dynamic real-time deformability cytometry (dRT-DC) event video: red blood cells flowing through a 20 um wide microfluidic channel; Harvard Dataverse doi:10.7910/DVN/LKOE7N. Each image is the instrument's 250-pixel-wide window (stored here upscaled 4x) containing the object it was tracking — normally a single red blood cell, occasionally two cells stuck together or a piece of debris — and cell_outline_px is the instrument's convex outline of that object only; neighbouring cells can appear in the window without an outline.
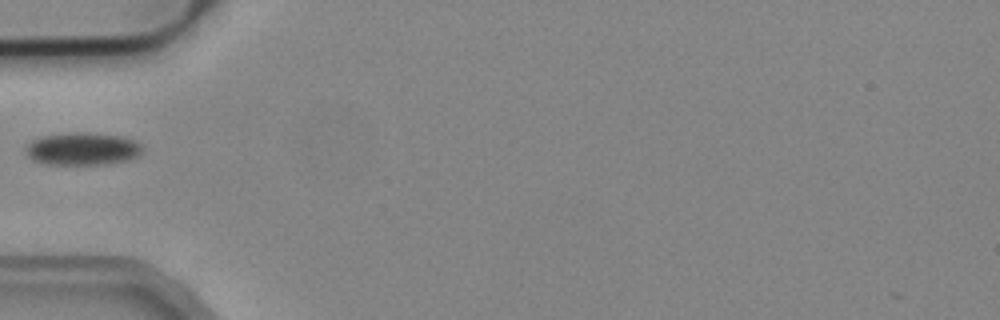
{"species": "common noctule bat (a hibernating species)", "species_latin": "Nyctalus noctula", "temperature_condition": "cold", "stored_images_in_passage": 1, "camera_frame_rate_fps": 3000, "um_per_image_px": 0.085, "animal": {"sex": "male", "body_mass_g": 19.2, "forearm_length_mm": 51.8}, "frame": {"image": 1, "passage_image": 1, "time_ms": 0.0, "image_size_px": [1000, 320], "cell_outline_px": [[144, 152], [140, 156], [132, 160], [108, 164], [44, 164], [32, 160], [24, 152], [24, 148], [32, 140], [40, 136], [72, 132], [84, 132], [120, 136], [136, 140], [144, 148]], "centroid_in_image_um": [7.04, 12.66], "position_along_channel_um": 78.0, "area_um2": 22.72}}